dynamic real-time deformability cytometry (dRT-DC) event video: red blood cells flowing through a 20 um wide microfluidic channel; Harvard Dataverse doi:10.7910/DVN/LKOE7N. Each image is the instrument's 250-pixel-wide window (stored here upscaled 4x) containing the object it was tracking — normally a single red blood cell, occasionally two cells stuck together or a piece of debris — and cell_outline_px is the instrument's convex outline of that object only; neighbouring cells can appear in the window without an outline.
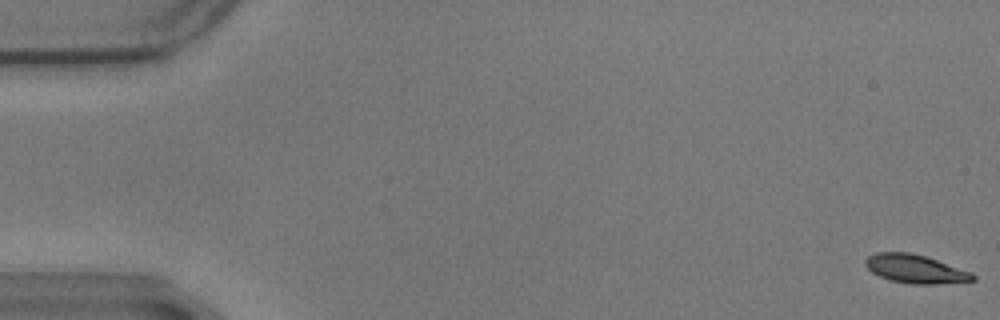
{"species": "common noctule bat (a hibernating species)", "species_latin": "Nyctalus noctula", "temperature_condition": "warm", "stored_images_in_passage": 59, "camera_frame_rate_fps": 3000, "um_per_image_px": 0.085, "animal": {"sex": "male", "body_mass_g": 17.9}, "frame": {"image": 1, "passage_image": 1, "time_ms": 0.0, "image_size_px": [1000, 320], "cell_outline_px": [[976, 280], [936, 284], [912, 284], [888, 280], [872, 272], [864, 264], [864, 260], [868, 256], [876, 252], [908, 252], [924, 256], [972, 272], [976, 276]], "centroid_in_image_um": [77.78, 22.86], "position_along_channel_um": 7.2, "area_um2": 17.8}}
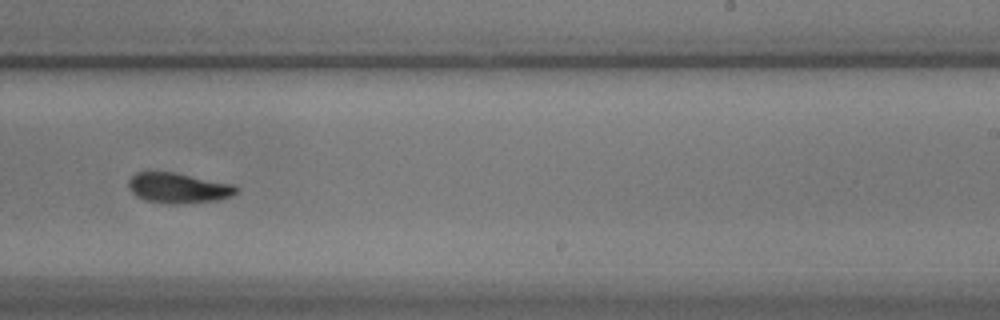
{"frame": {"image": 2, "passage_image": 37, "time_ms": 12.0, "image_size_px": [1000, 320], "cell_outline_px": [[240, 188], [232, 196], [220, 200], [180, 204], [168, 204], [148, 200], [136, 196], [132, 192], [128, 184], [128, 180], [136, 172], [172, 172], [236, 184]], "centroid_in_image_um": [15.21, 15.98], "position_along_channel_um": 273.8, "area_um2": 19.13}}
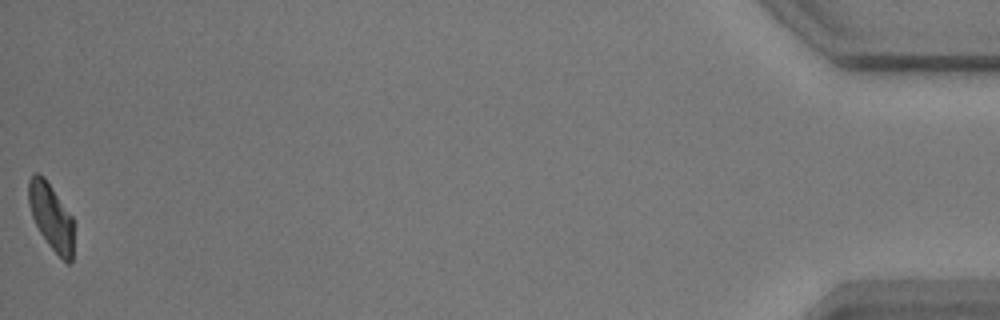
{"frame": {"image": 3, "passage_image": 59, "time_ms": 19.333, "image_size_px": [1000, 320], "cell_outline_px": [[76, 224], [72, 260], [68, 264], [48, 244], [40, 232], [32, 216], [28, 204], [28, 180], [32, 172], [36, 172], [44, 176], [72, 216]], "centroid_in_image_um": [4.38, 18.41], "position_along_channel_um": 430.8, "area_um2": 17.92}, "authors_computed_cell_mechanics": {"area_um2": 18.6116, "velocity_mm_per_s": 3.4454, "shape_relaxation_time_tau1_ms": 3.8056, "shape_relaxation_time_tau2_ms": 2.6892, "deformation_change_tau1": 0.1336, "deformation_change_tau2": 0.0802}}